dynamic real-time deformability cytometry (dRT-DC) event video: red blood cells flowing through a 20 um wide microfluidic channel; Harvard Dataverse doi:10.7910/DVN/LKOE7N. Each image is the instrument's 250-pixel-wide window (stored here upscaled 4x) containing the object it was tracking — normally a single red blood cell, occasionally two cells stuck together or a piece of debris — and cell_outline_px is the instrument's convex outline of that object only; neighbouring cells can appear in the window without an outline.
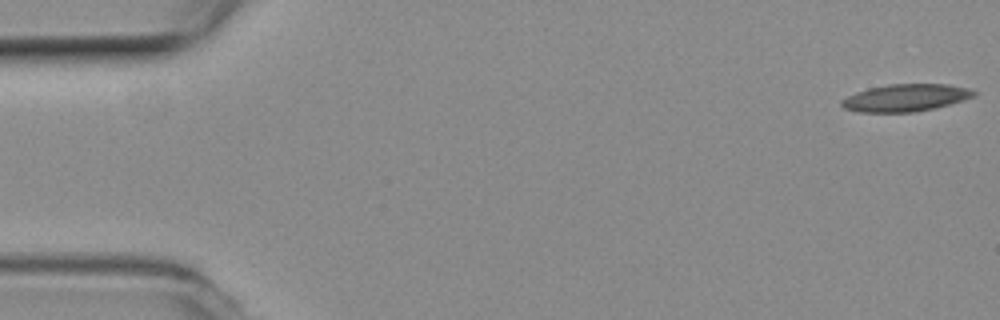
{"species": "common noctule bat (a hibernating species)", "species_latin": "Nyctalus noctula", "temperature_condition": "room temperature", "stored_images_in_passage": 52, "camera_frame_rate_fps": 3000, "um_per_image_px": 0.085, "animal": {"sex": "female", "body_mass_g": 19.3, "forearm_length_mm": 54.1}, "frame": {"image": 1, "passage_image": 1, "time_ms": 0.0, "image_size_px": [1000, 320], "cell_outline_px": [[976, 92], [972, 96], [948, 104], [916, 112], [860, 112], [844, 108], [840, 104], [840, 100], [856, 92], [888, 84], [948, 84], [964, 88]], "centroid_in_image_um": [76.89, 8.31], "position_along_channel_um": 8.1, "area_um2": 20.52}}
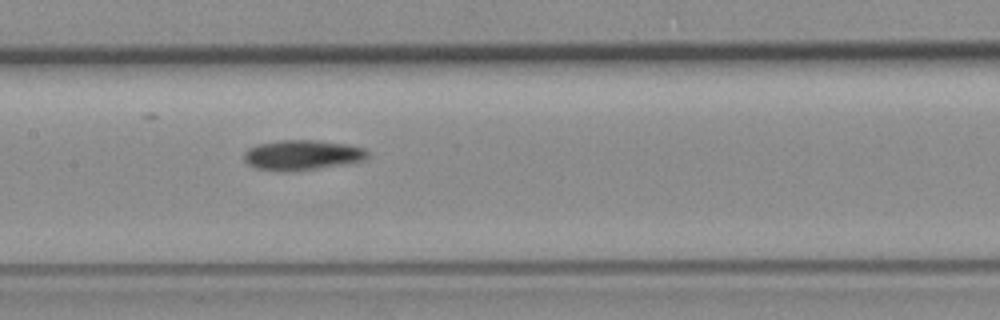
{"frame": {"image": 2, "passage_image": 26, "time_ms": 8.333, "image_size_px": [1000, 320], "cell_outline_px": [[368, 156], [364, 160], [344, 164], [288, 172], [280, 172], [256, 168], [248, 164], [244, 160], [244, 152], [248, 148], [260, 144], [280, 140], [316, 140], [348, 144], [364, 148], [368, 152]], "centroid_in_image_um": [25.67, 13.18], "position_along_channel_um": 181.7, "area_um2": 21.68}}
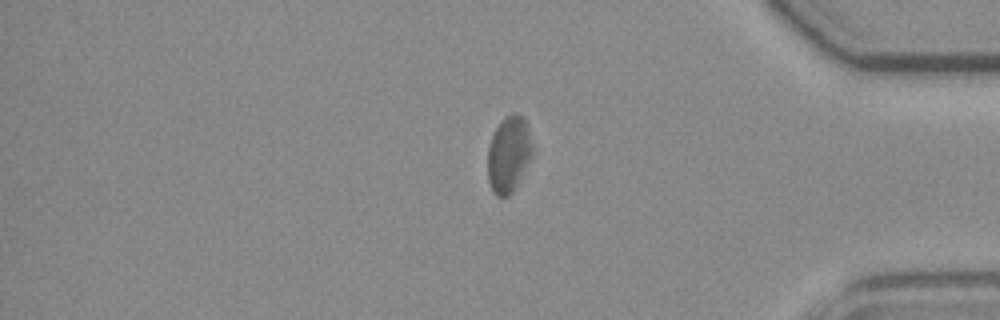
{"frame": {"image": 3, "passage_image": 45, "time_ms": 14.667, "image_size_px": [1000, 320], "cell_outline_px": [[532, 152], [516, 188], [508, 196], [496, 196], [492, 192], [488, 180], [488, 148], [492, 136], [496, 128], [504, 116], [512, 112], [516, 112], [524, 116], [528, 128], [532, 144]], "centroid_in_image_um": [43.23, 13.09], "position_along_channel_um": 392.0, "area_um2": 19.88}}